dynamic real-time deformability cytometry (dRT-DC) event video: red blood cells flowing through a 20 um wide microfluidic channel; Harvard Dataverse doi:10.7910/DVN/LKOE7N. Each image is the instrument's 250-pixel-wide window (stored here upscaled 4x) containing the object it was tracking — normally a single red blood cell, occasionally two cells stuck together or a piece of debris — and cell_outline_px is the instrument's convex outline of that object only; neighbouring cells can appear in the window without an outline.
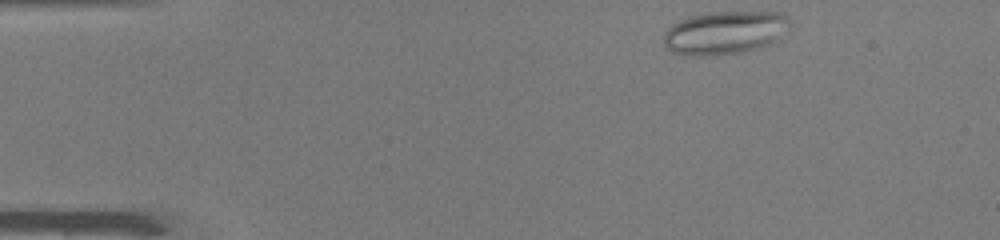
{"species": "common noctule bat (a hibernating species)", "species_latin": "Nyctalus noctula", "temperature_condition": "warm", "stored_images_in_passage": 43, "camera_frame_rate_fps": 3000, "um_per_image_px": 0.085, "animal": {"sex": "male", "body_mass_g": 19.0, "forearm_length_mm": 50.8}, "frame": {"image": 1, "passage_image": 1, "time_ms": 0.0, "image_size_px": [1000, 240], "cell_outline_px": [[792, 24], [772, 44], [740, 52], [704, 56], [684, 56], [672, 52], [664, 44], [664, 32], [672, 24], [688, 16], [708, 12], [780, 12], [788, 16], [792, 20]], "centroid_in_image_um": [61.61, 2.77], "position_along_channel_um": 23.4, "area_um2": 32.08}}
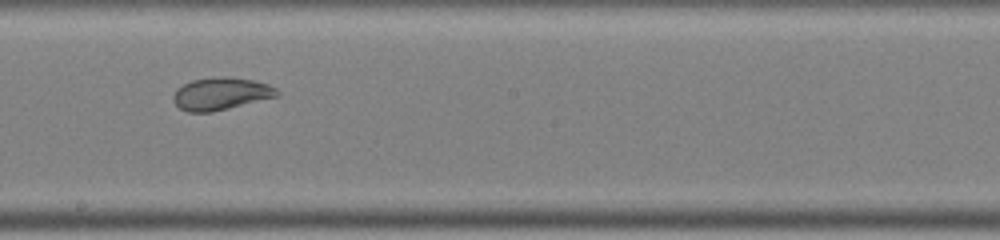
{"frame": {"image": 2, "passage_image": 22, "time_ms": 7.0, "image_size_px": [1000, 240], "cell_outline_px": [[280, 96], [212, 112], [188, 112], [180, 108], [172, 100], [172, 96], [176, 88], [192, 80], [220, 76], [228, 76], [252, 80], [268, 84], [276, 88], [280, 92]], "centroid_in_image_um": [18.79, 7.96], "position_along_channel_um": 229.4, "area_um2": 19.77}}
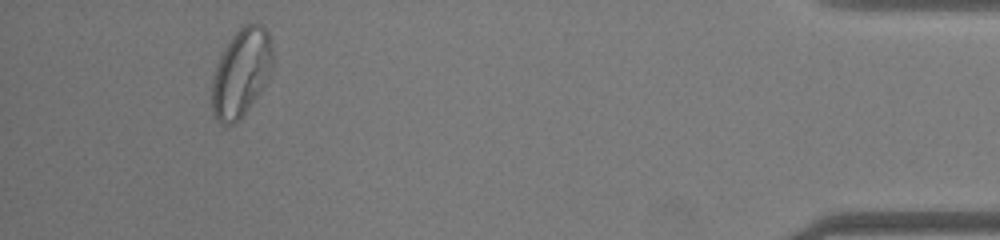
{"frame": {"image": 3, "passage_image": 40, "time_ms": 13.0, "image_size_px": [1000, 240], "cell_outline_px": [[272, 68], [260, 92], [240, 120], [236, 124], [220, 124], [216, 120], [212, 112], [212, 76], [216, 64], [228, 40], [244, 24], [256, 20], [268, 32], [272, 44]], "centroid_in_image_um": [20.49, 6.17], "position_along_channel_um": 414.7, "area_um2": 31.5}, "authors_computed_cell_mechanics": {"area_um2": 26.4724, "velocity_mm_per_s": 4.1056, "shape_relaxation_time_tau1_ms": null, "shape_relaxation_time_tau2_ms": 1.6444, "deformation_change_tau1": null, "deformation_change_tau2": 0.0709}}